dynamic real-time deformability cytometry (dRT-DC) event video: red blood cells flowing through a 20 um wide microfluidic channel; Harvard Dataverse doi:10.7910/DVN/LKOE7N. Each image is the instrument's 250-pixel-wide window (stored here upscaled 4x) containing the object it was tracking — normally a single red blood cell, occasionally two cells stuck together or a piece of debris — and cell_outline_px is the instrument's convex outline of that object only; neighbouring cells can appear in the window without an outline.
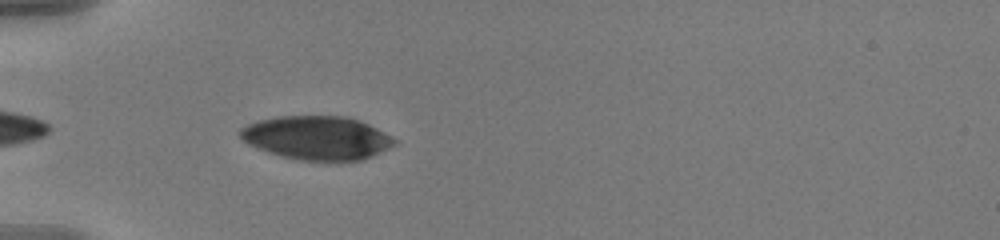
{"species": "human", "species_latin": "Homo sapiens", "temperature_condition": "warm", "stored_images_in_passage": 24, "camera_frame_rate_fps": 3000, "um_per_image_px": 0.085, "donor": {"sex": "male"}, "frame": {"image": 1, "passage_image": 3, "time_ms": 0.667, "image_size_px": [1000, 240], "cell_outline_px": [[396, 144], [372, 156], [360, 160], [300, 160], [280, 156], [268, 152], [248, 144], [236, 132], [240, 128], [248, 124], [260, 120], [276, 116], [348, 116], [360, 120], [376, 128], [396, 140]], "centroid_in_image_um": [26.91, 11.7], "position_along_channel_um": 58.1, "area_um2": 39.07}}
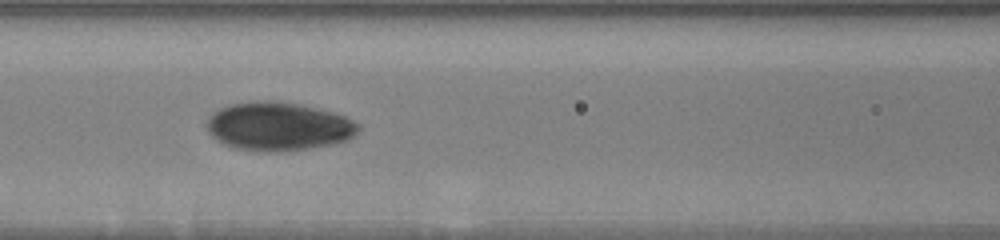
{"frame": {"image": 2, "passage_image": 11, "time_ms": 3.333, "image_size_px": [1000, 240], "cell_outline_px": [[360, 128], [348, 140], [332, 144], [308, 148], [276, 152], [260, 152], [236, 148], [224, 144], [212, 136], [208, 132], [208, 120], [212, 112], [220, 108], [232, 104], [252, 100], [276, 100], [300, 104], [332, 112], [344, 116], [360, 124]], "centroid_in_image_um": [23.66, 10.73], "position_along_channel_um": 142.9, "area_um2": 42.89}}
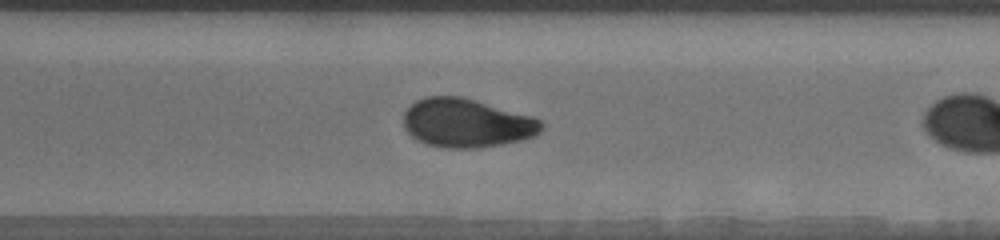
{"frame": {"image": 3, "passage_image": 23, "time_ms": 7.333, "image_size_px": [1000, 240], "cell_outline_px": [[544, 128], [536, 136], [520, 140], [500, 144], [476, 148], [444, 148], [428, 144], [416, 140], [404, 128], [404, 112], [416, 100], [424, 96], [460, 96], [476, 100], [532, 116], [540, 120], [544, 124]], "centroid_in_image_um": [39.66, 10.45], "position_along_channel_um": 330.9, "area_um2": 39.25}}